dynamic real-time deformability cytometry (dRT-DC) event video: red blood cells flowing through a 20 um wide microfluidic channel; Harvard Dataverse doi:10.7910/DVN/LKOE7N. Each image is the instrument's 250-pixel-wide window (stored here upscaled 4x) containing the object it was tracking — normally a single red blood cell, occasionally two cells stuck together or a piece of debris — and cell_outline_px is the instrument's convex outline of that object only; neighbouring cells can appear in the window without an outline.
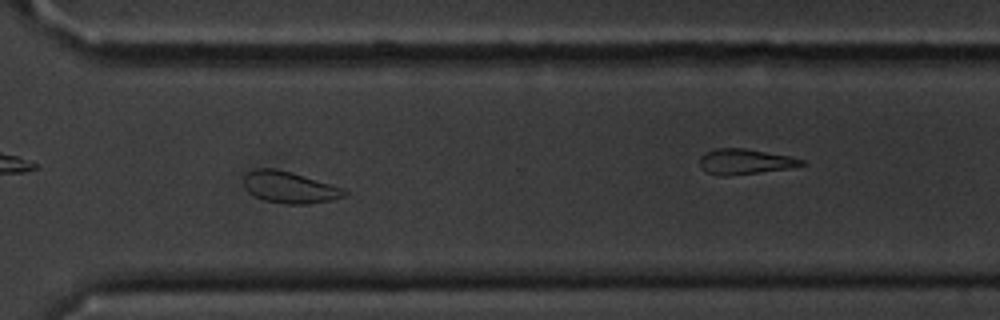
{"species": "common noctule bat (a hibernating species)", "species_latin": "Nyctalus noctula", "temperature_condition": "cold", "stored_images_in_passage": 52, "camera_frame_rate_fps": 3000, "um_per_image_px": 0.085, "animal": {"sex": "male", "body_mass_g": 20.1, "forearm_length_mm": 53.5}, "frame": {"image": 1, "passage_image": 36, "time_ms": 11.667, "image_size_px": [1000, 320], "cell_outline_px": [[348, 192], [344, 196], [332, 200], [308, 204], [288, 204], [264, 200], [248, 192], [244, 184], [244, 176], [248, 172], [256, 168], [276, 168], [292, 172], [332, 184], [344, 188]], "centroid_in_image_um": [24.63, 15.91], "position_along_channel_um": 346.0, "area_um2": 18.55}}
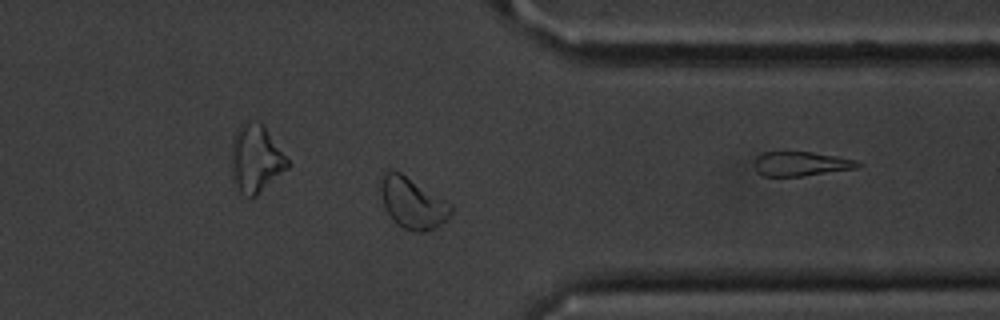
{"frame": {"image": 2, "passage_image": 39, "time_ms": 12.667, "image_size_px": [1000, 320], "cell_outline_px": [[452, 212], [440, 224], [424, 232], [416, 232], [404, 228], [396, 224], [392, 220], [384, 204], [380, 192], [380, 180], [384, 172], [400, 172], [452, 204]], "centroid_in_image_um": [35.05, 17.26], "position_along_channel_um": 376.3, "area_um2": 20.46}, "authors_computed_cell_mechanics": {"area_um2": 19.1896, "velocity_mm_per_s": 3.5711, "shape_relaxation_time_tau1_ms": 3.7528, "shape_relaxation_time_tau2_ms": 1.1936, "deformation_change_tau1": 0.0721, "deformation_change_tau2": 0.0542}}